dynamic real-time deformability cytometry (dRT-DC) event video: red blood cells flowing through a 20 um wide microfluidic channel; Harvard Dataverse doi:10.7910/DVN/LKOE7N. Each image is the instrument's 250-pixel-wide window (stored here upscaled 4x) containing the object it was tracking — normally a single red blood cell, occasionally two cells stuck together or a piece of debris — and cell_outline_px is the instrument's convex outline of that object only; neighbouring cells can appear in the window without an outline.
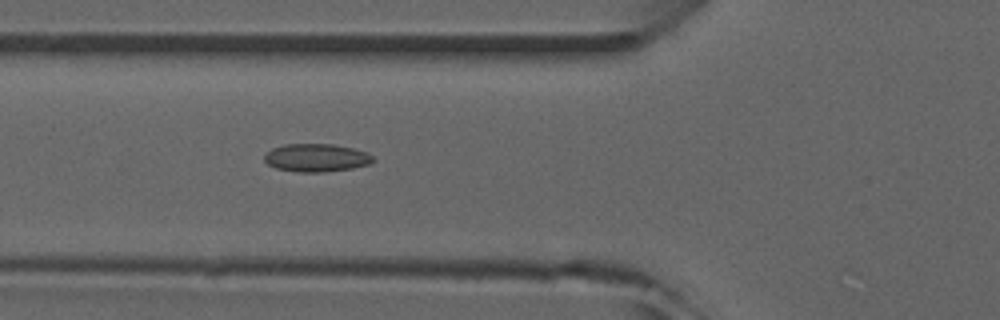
{"species": "common noctule bat (a hibernating species)", "species_latin": "Nyctalus noctula", "temperature_condition": "room temperature", "stored_images_in_passage": 6, "camera_frame_rate_fps": 3000, "um_per_image_px": 0.085, "animal": {"sex": "male", "forearm_length_mm": 52.5}, "frame": {"image": 1, "passage_image": 6, "time_ms": 5.667, "image_size_px": [1000, 320], "cell_outline_px": [[376, 160], [368, 164], [352, 168], [324, 172], [296, 172], [276, 168], [268, 164], [264, 160], [264, 152], [272, 148], [284, 144], [332, 144], [356, 148], [368, 152]], "centroid_in_image_um": [26.88, 13.4], "position_along_channel_um": 98.9, "area_um2": 17.98}}